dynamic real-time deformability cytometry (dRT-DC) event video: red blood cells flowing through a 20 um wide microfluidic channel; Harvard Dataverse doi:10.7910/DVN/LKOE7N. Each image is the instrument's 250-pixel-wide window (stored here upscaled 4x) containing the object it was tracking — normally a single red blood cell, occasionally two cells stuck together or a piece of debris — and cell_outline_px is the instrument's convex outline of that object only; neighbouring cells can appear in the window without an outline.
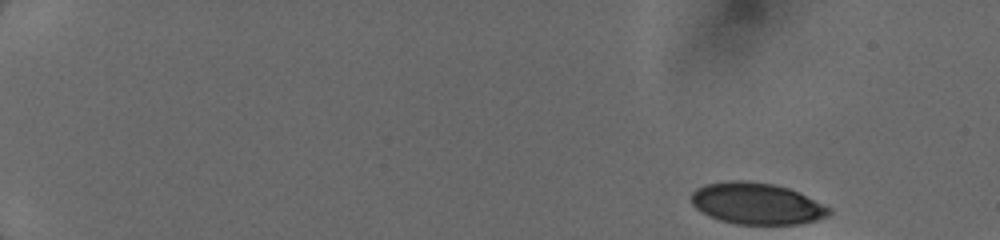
{"species": "human", "species_latin": "Homo sapiens", "temperature_condition": "cold", "stored_images_in_passage": 7, "camera_frame_rate_fps": 3000, "um_per_image_px": 0.085, "donor": {"sex": "female"}, "frame": {"image": 1, "passage_image": 1, "time_ms": 0.0, "image_size_px": [1000, 240], "cell_outline_px": [[832, 212], [828, 216], [816, 220], [796, 224], [736, 224], [720, 220], [708, 216], [696, 208], [692, 204], [692, 192], [696, 188], [704, 184], [728, 180], [744, 180], [772, 184], [788, 188], [828, 208]], "centroid_in_image_um": [64.24, 17.3], "position_along_channel_um": 20.8, "area_um2": 32.95}}